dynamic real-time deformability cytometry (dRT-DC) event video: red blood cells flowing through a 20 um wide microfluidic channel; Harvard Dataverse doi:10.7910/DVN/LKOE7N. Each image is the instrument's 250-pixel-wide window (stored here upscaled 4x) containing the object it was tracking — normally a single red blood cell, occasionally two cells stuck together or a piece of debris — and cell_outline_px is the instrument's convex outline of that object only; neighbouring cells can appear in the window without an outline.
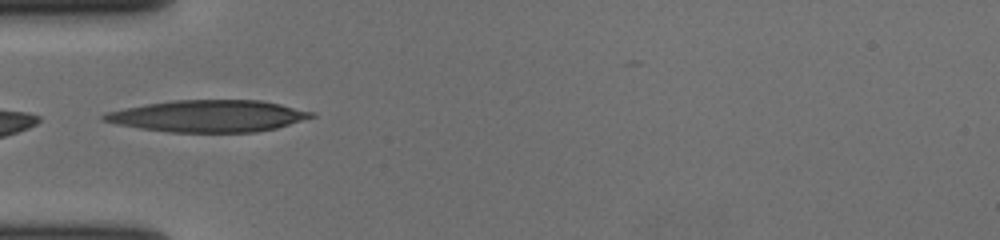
{"species": "human", "species_latin": "Homo sapiens", "temperature_condition": "cold", "stored_images_in_passage": 39, "camera_frame_rate_fps": 3000, "um_per_image_px": 0.085, "donor": {"sex": "female"}, "frame": {"image": 1, "passage_image": 1, "time_ms": 0.0, "image_size_px": [1000, 240], "cell_outline_px": [[316, 116], [276, 128], [260, 132], [168, 132], [140, 128], [116, 124], [100, 120], [100, 116], [108, 112], [124, 108], [144, 104], [172, 100], [260, 100], [280, 104], [316, 112]], "centroid_in_image_um": [17.7, 9.86], "position_along_channel_um": 67.3, "area_um2": 38.61}}
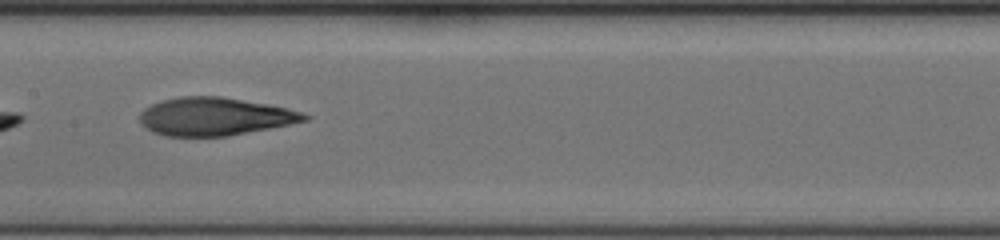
{"frame": {"image": 2, "passage_image": 11, "time_ms": 3.333, "image_size_px": [1000, 240], "cell_outline_px": [[312, 116], [308, 120], [228, 136], [164, 136], [152, 132], [140, 120], [140, 112], [144, 108], [152, 104], [164, 100], [180, 96], [220, 96], [268, 104], [288, 108]], "centroid_in_image_um": [18.25, 9.9], "position_along_channel_um": 189.2, "area_um2": 36.18}}
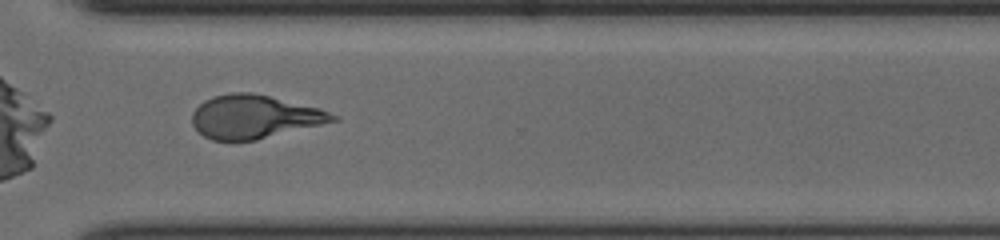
{"frame": {"image": 3, "passage_image": 24, "time_ms": 7.667, "image_size_px": [1000, 240], "cell_outline_px": [[340, 120], [256, 140], [212, 140], [204, 136], [192, 124], [192, 112], [204, 100], [212, 96], [232, 92], [252, 92], [320, 108], [340, 116]], "centroid_in_image_um": [21.64, 9.92], "position_along_channel_um": 349.0, "area_um2": 35.6}, "authors_computed_cell_mechanics": {"area_um2": 36.1828, "velocity_mm_per_s": 3.6962, "shape_relaxation_time_tau1_ms": 6.4024, "shape_relaxation_time_tau2_ms": 2.4276, "deformation_change_tau1": 0.2618, "deformation_change_tau2": 0.1096}}